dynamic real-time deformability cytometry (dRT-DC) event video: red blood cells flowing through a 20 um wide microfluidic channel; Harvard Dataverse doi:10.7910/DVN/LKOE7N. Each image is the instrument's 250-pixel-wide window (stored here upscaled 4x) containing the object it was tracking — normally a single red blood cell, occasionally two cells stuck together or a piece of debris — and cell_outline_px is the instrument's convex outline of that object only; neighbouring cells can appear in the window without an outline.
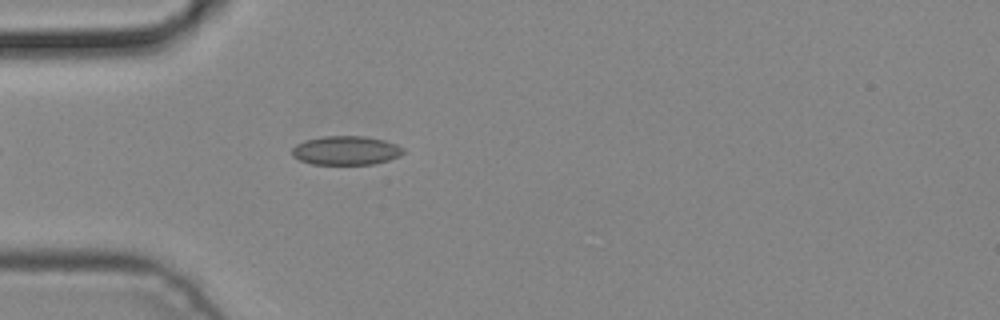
{"species": "common noctule bat (a hibernating species)", "species_latin": "Nyctalus noctula", "temperature_condition": "cold", "stored_images_in_passage": 4, "camera_frame_rate_fps": 3000, "um_per_image_px": 0.085, "animal": {"sex": "male", "body_mass_g": 19.2, "forearm_length_mm": 51.8}, "frame": {"image": 1, "passage_image": 4, "time_ms": 1.0, "image_size_px": [1000, 320], "cell_outline_px": [[404, 152], [400, 156], [388, 160], [372, 164], [312, 164], [300, 160], [292, 156], [292, 148], [296, 144], [304, 140], [324, 136], [364, 136], [384, 140], [396, 144], [404, 148]], "centroid_in_image_um": [29.4, 12.78], "position_along_channel_um": 55.6, "area_um2": 18.79}}